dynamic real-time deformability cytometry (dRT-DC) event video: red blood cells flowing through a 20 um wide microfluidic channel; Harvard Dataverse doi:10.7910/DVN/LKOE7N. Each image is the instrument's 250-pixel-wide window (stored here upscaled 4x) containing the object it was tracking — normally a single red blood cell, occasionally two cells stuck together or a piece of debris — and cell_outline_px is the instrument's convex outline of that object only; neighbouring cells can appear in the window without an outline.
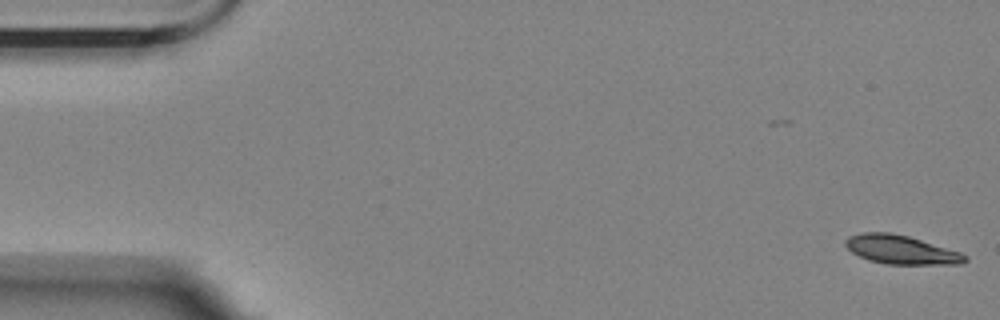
{"species": "Egyptian fruit bat (a non-hibernating species)", "species_latin": "Rousettus aegyptiacus", "temperature_condition": "room temperature", "stored_images_in_passage": 2, "camera_frame_rate_fps": 3000, "um_per_image_px": 0.085, "animal": {"sex": "female"}, "frame": {"image": 1, "passage_image": 2, "time_ms": 0.333, "image_size_px": [1000, 320], "cell_outline_px": [[968, 260], [960, 264], [888, 264], [868, 260], [852, 252], [844, 244], [844, 240], [848, 236], [860, 232], [888, 232], [908, 236], [960, 252], [968, 256]], "centroid_in_image_um": [76.56, 21.22], "position_along_channel_um": 8.4, "area_um2": 20.0}}